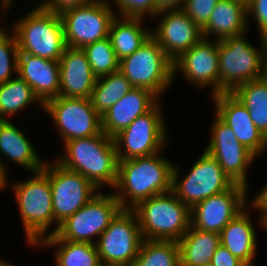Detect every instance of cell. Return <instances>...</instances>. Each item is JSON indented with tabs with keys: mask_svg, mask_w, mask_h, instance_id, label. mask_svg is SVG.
Returning <instances> with one entry per match:
<instances>
[{
	"mask_svg": "<svg viewBox=\"0 0 267 266\" xmlns=\"http://www.w3.org/2000/svg\"><path fill=\"white\" fill-rule=\"evenodd\" d=\"M173 167L174 164L162 157L160 152L118 160L117 181L114 186L117 192L113 194L121 208L132 210L141 201L172 191Z\"/></svg>",
	"mask_w": 267,
	"mask_h": 266,
	"instance_id": "6da1fadb",
	"label": "cell"
},
{
	"mask_svg": "<svg viewBox=\"0 0 267 266\" xmlns=\"http://www.w3.org/2000/svg\"><path fill=\"white\" fill-rule=\"evenodd\" d=\"M66 157L55 160L67 170L80 173L97 189L116 185L118 158L114 139L103 131L98 135L75 138L64 143Z\"/></svg>",
	"mask_w": 267,
	"mask_h": 266,
	"instance_id": "7a4b0ae2",
	"label": "cell"
},
{
	"mask_svg": "<svg viewBox=\"0 0 267 266\" xmlns=\"http://www.w3.org/2000/svg\"><path fill=\"white\" fill-rule=\"evenodd\" d=\"M132 210L143 239L179 241L191 225L190 208L172 191L141 201Z\"/></svg>",
	"mask_w": 267,
	"mask_h": 266,
	"instance_id": "3957f363",
	"label": "cell"
},
{
	"mask_svg": "<svg viewBox=\"0 0 267 266\" xmlns=\"http://www.w3.org/2000/svg\"><path fill=\"white\" fill-rule=\"evenodd\" d=\"M13 27L19 53L59 61L67 47L60 15L39 5Z\"/></svg>",
	"mask_w": 267,
	"mask_h": 266,
	"instance_id": "277c9868",
	"label": "cell"
},
{
	"mask_svg": "<svg viewBox=\"0 0 267 266\" xmlns=\"http://www.w3.org/2000/svg\"><path fill=\"white\" fill-rule=\"evenodd\" d=\"M32 178L14 183L12 190L21 215L28 244L38 245L54 222L51 185L42 171L33 172Z\"/></svg>",
	"mask_w": 267,
	"mask_h": 266,
	"instance_id": "5b68a950",
	"label": "cell"
},
{
	"mask_svg": "<svg viewBox=\"0 0 267 266\" xmlns=\"http://www.w3.org/2000/svg\"><path fill=\"white\" fill-rule=\"evenodd\" d=\"M119 71L132 87L148 89L158 98L175 78L173 61L152 35L133 54L119 61Z\"/></svg>",
	"mask_w": 267,
	"mask_h": 266,
	"instance_id": "8992f818",
	"label": "cell"
},
{
	"mask_svg": "<svg viewBox=\"0 0 267 266\" xmlns=\"http://www.w3.org/2000/svg\"><path fill=\"white\" fill-rule=\"evenodd\" d=\"M240 34L218 41L219 94L232 92L238 85L261 78L263 45L254 48Z\"/></svg>",
	"mask_w": 267,
	"mask_h": 266,
	"instance_id": "52a82bcc",
	"label": "cell"
},
{
	"mask_svg": "<svg viewBox=\"0 0 267 266\" xmlns=\"http://www.w3.org/2000/svg\"><path fill=\"white\" fill-rule=\"evenodd\" d=\"M121 210V205L113 193L106 195L99 192L75 214L63 221L55 234L46 235L44 239L96 244L92 238L100 236Z\"/></svg>",
	"mask_w": 267,
	"mask_h": 266,
	"instance_id": "ba28073f",
	"label": "cell"
},
{
	"mask_svg": "<svg viewBox=\"0 0 267 266\" xmlns=\"http://www.w3.org/2000/svg\"><path fill=\"white\" fill-rule=\"evenodd\" d=\"M178 175V167L174 165L172 192L190 209L204 199L226 191L234 185L218 161L206 151L194 163L184 179L179 181Z\"/></svg>",
	"mask_w": 267,
	"mask_h": 266,
	"instance_id": "9c48e42d",
	"label": "cell"
},
{
	"mask_svg": "<svg viewBox=\"0 0 267 266\" xmlns=\"http://www.w3.org/2000/svg\"><path fill=\"white\" fill-rule=\"evenodd\" d=\"M47 163L42 171L48 176L51 192L54 222L57 227L48 235H53L59 225L68 217L75 214L89 202L98 192V189L83 175L65 169L56 161Z\"/></svg>",
	"mask_w": 267,
	"mask_h": 266,
	"instance_id": "30bf717a",
	"label": "cell"
},
{
	"mask_svg": "<svg viewBox=\"0 0 267 266\" xmlns=\"http://www.w3.org/2000/svg\"><path fill=\"white\" fill-rule=\"evenodd\" d=\"M143 236L136 213L122 209L96 240L101 264L131 266L136 259Z\"/></svg>",
	"mask_w": 267,
	"mask_h": 266,
	"instance_id": "8fae6325",
	"label": "cell"
},
{
	"mask_svg": "<svg viewBox=\"0 0 267 266\" xmlns=\"http://www.w3.org/2000/svg\"><path fill=\"white\" fill-rule=\"evenodd\" d=\"M106 0L71 8L60 14L67 47L83 48L109 36L110 25L117 16Z\"/></svg>",
	"mask_w": 267,
	"mask_h": 266,
	"instance_id": "7c38bea8",
	"label": "cell"
},
{
	"mask_svg": "<svg viewBox=\"0 0 267 266\" xmlns=\"http://www.w3.org/2000/svg\"><path fill=\"white\" fill-rule=\"evenodd\" d=\"M158 103L113 138L118 160L149 156L162 151L167 141V130Z\"/></svg>",
	"mask_w": 267,
	"mask_h": 266,
	"instance_id": "4fadbf2b",
	"label": "cell"
},
{
	"mask_svg": "<svg viewBox=\"0 0 267 266\" xmlns=\"http://www.w3.org/2000/svg\"><path fill=\"white\" fill-rule=\"evenodd\" d=\"M43 110L54 120L64 143L95 136L102 131L101 116L95 111L90 98L58 96L45 103Z\"/></svg>",
	"mask_w": 267,
	"mask_h": 266,
	"instance_id": "5bb4252c",
	"label": "cell"
},
{
	"mask_svg": "<svg viewBox=\"0 0 267 266\" xmlns=\"http://www.w3.org/2000/svg\"><path fill=\"white\" fill-rule=\"evenodd\" d=\"M205 151L213 156L234 184L247 188L246 169L256 156L245 148L233 130L217 115L211 128V138Z\"/></svg>",
	"mask_w": 267,
	"mask_h": 266,
	"instance_id": "9a60e30c",
	"label": "cell"
},
{
	"mask_svg": "<svg viewBox=\"0 0 267 266\" xmlns=\"http://www.w3.org/2000/svg\"><path fill=\"white\" fill-rule=\"evenodd\" d=\"M247 188L234 184L230 189L210 196L190 209L191 226L204 232H220L246 206Z\"/></svg>",
	"mask_w": 267,
	"mask_h": 266,
	"instance_id": "2e32d148",
	"label": "cell"
},
{
	"mask_svg": "<svg viewBox=\"0 0 267 266\" xmlns=\"http://www.w3.org/2000/svg\"><path fill=\"white\" fill-rule=\"evenodd\" d=\"M159 24L151 31L164 53L174 62L202 38V29L182 9L160 10Z\"/></svg>",
	"mask_w": 267,
	"mask_h": 266,
	"instance_id": "e0dca14e",
	"label": "cell"
},
{
	"mask_svg": "<svg viewBox=\"0 0 267 266\" xmlns=\"http://www.w3.org/2000/svg\"><path fill=\"white\" fill-rule=\"evenodd\" d=\"M173 63L174 76L181 71L191 84L200 88L213 87V96L219 94L218 41L202 38Z\"/></svg>",
	"mask_w": 267,
	"mask_h": 266,
	"instance_id": "ac0fdd59",
	"label": "cell"
},
{
	"mask_svg": "<svg viewBox=\"0 0 267 266\" xmlns=\"http://www.w3.org/2000/svg\"><path fill=\"white\" fill-rule=\"evenodd\" d=\"M215 114L234 132L238 141L256 157L265 152L267 138L256 127L248 109L231 93L213 96Z\"/></svg>",
	"mask_w": 267,
	"mask_h": 266,
	"instance_id": "d6986e66",
	"label": "cell"
},
{
	"mask_svg": "<svg viewBox=\"0 0 267 266\" xmlns=\"http://www.w3.org/2000/svg\"><path fill=\"white\" fill-rule=\"evenodd\" d=\"M17 75L32 88L43 105L59 96V61L18 53Z\"/></svg>",
	"mask_w": 267,
	"mask_h": 266,
	"instance_id": "ffe728a7",
	"label": "cell"
},
{
	"mask_svg": "<svg viewBox=\"0 0 267 266\" xmlns=\"http://www.w3.org/2000/svg\"><path fill=\"white\" fill-rule=\"evenodd\" d=\"M61 97L90 98L97 77L82 48L66 47L59 60Z\"/></svg>",
	"mask_w": 267,
	"mask_h": 266,
	"instance_id": "44dd1931",
	"label": "cell"
},
{
	"mask_svg": "<svg viewBox=\"0 0 267 266\" xmlns=\"http://www.w3.org/2000/svg\"><path fill=\"white\" fill-rule=\"evenodd\" d=\"M159 98L145 88L133 87L101 116L102 131L114 138L137 117L148 112Z\"/></svg>",
	"mask_w": 267,
	"mask_h": 266,
	"instance_id": "7402d4cb",
	"label": "cell"
},
{
	"mask_svg": "<svg viewBox=\"0 0 267 266\" xmlns=\"http://www.w3.org/2000/svg\"><path fill=\"white\" fill-rule=\"evenodd\" d=\"M247 4L240 0H220L202 28L203 38L215 34L216 41L246 32L248 28Z\"/></svg>",
	"mask_w": 267,
	"mask_h": 266,
	"instance_id": "603a6c76",
	"label": "cell"
},
{
	"mask_svg": "<svg viewBox=\"0 0 267 266\" xmlns=\"http://www.w3.org/2000/svg\"><path fill=\"white\" fill-rule=\"evenodd\" d=\"M245 209L247 210V207L220 232V244L247 266H255L253 265L257 254L255 227L250 222L249 212Z\"/></svg>",
	"mask_w": 267,
	"mask_h": 266,
	"instance_id": "cb8c5ba5",
	"label": "cell"
},
{
	"mask_svg": "<svg viewBox=\"0 0 267 266\" xmlns=\"http://www.w3.org/2000/svg\"><path fill=\"white\" fill-rule=\"evenodd\" d=\"M0 152L32 173L45 165L24 133L8 120H0Z\"/></svg>",
	"mask_w": 267,
	"mask_h": 266,
	"instance_id": "d4e9b609",
	"label": "cell"
},
{
	"mask_svg": "<svg viewBox=\"0 0 267 266\" xmlns=\"http://www.w3.org/2000/svg\"><path fill=\"white\" fill-rule=\"evenodd\" d=\"M178 244L180 266H206L211 264L213 254L220 245V234L204 232L190 225Z\"/></svg>",
	"mask_w": 267,
	"mask_h": 266,
	"instance_id": "484cf974",
	"label": "cell"
},
{
	"mask_svg": "<svg viewBox=\"0 0 267 266\" xmlns=\"http://www.w3.org/2000/svg\"><path fill=\"white\" fill-rule=\"evenodd\" d=\"M143 18L116 16L109 30V38L117 59L133 54L151 36L152 30L142 28Z\"/></svg>",
	"mask_w": 267,
	"mask_h": 266,
	"instance_id": "4316f807",
	"label": "cell"
},
{
	"mask_svg": "<svg viewBox=\"0 0 267 266\" xmlns=\"http://www.w3.org/2000/svg\"><path fill=\"white\" fill-rule=\"evenodd\" d=\"M37 246H57L56 266H100L96 244L63 239H43Z\"/></svg>",
	"mask_w": 267,
	"mask_h": 266,
	"instance_id": "83f0119b",
	"label": "cell"
},
{
	"mask_svg": "<svg viewBox=\"0 0 267 266\" xmlns=\"http://www.w3.org/2000/svg\"><path fill=\"white\" fill-rule=\"evenodd\" d=\"M231 93L248 109L254 124L267 138V81L251 80L238 85Z\"/></svg>",
	"mask_w": 267,
	"mask_h": 266,
	"instance_id": "f1b7e54d",
	"label": "cell"
},
{
	"mask_svg": "<svg viewBox=\"0 0 267 266\" xmlns=\"http://www.w3.org/2000/svg\"><path fill=\"white\" fill-rule=\"evenodd\" d=\"M132 88L129 80L120 71L98 77L91 92V104L102 116Z\"/></svg>",
	"mask_w": 267,
	"mask_h": 266,
	"instance_id": "f546056e",
	"label": "cell"
},
{
	"mask_svg": "<svg viewBox=\"0 0 267 266\" xmlns=\"http://www.w3.org/2000/svg\"><path fill=\"white\" fill-rule=\"evenodd\" d=\"M38 102L43 109V104L34 94L32 88L19 76L0 84V120L14 115L28 105Z\"/></svg>",
	"mask_w": 267,
	"mask_h": 266,
	"instance_id": "4dcf8cb0",
	"label": "cell"
},
{
	"mask_svg": "<svg viewBox=\"0 0 267 266\" xmlns=\"http://www.w3.org/2000/svg\"><path fill=\"white\" fill-rule=\"evenodd\" d=\"M131 266H180L178 241L143 239Z\"/></svg>",
	"mask_w": 267,
	"mask_h": 266,
	"instance_id": "1f68e13d",
	"label": "cell"
},
{
	"mask_svg": "<svg viewBox=\"0 0 267 266\" xmlns=\"http://www.w3.org/2000/svg\"><path fill=\"white\" fill-rule=\"evenodd\" d=\"M82 49L97 78L119 71V60L109 37L88 44Z\"/></svg>",
	"mask_w": 267,
	"mask_h": 266,
	"instance_id": "d6a6232c",
	"label": "cell"
},
{
	"mask_svg": "<svg viewBox=\"0 0 267 266\" xmlns=\"http://www.w3.org/2000/svg\"><path fill=\"white\" fill-rule=\"evenodd\" d=\"M18 45L15 34L0 28V84L12 79L18 70Z\"/></svg>",
	"mask_w": 267,
	"mask_h": 266,
	"instance_id": "836d02e7",
	"label": "cell"
},
{
	"mask_svg": "<svg viewBox=\"0 0 267 266\" xmlns=\"http://www.w3.org/2000/svg\"><path fill=\"white\" fill-rule=\"evenodd\" d=\"M121 17L144 18L156 16L159 10L155 0H114Z\"/></svg>",
	"mask_w": 267,
	"mask_h": 266,
	"instance_id": "e575fe53",
	"label": "cell"
},
{
	"mask_svg": "<svg viewBox=\"0 0 267 266\" xmlns=\"http://www.w3.org/2000/svg\"><path fill=\"white\" fill-rule=\"evenodd\" d=\"M220 0H185L182 10L201 29L207 24Z\"/></svg>",
	"mask_w": 267,
	"mask_h": 266,
	"instance_id": "d590c367",
	"label": "cell"
},
{
	"mask_svg": "<svg viewBox=\"0 0 267 266\" xmlns=\"http://www.w3.org/2000/svg\"><path fill=\"white\" fill-rule=\"evenodd\" d=\"M247 16L255 17L260 36L267 35V0H250L247 3Z\"/></svg>",
	"mask_w": 267,
	"mask_h": 266,
	"instance_id": "8d00e7d4",
	"label": "cell"
},
{
	"mask_svg": "<svg viewBox=\"0 0 267 266\" xmlns=\"http://www.w3.org/2000/svg\"><path fill=\"white\" fill-rule=\"evenodd\" d=\"M92 1L93 0H44L39 6L60 15L68 9L85 6Z\"/></svg>",
	"mask_w": 267,
	"mask_h": 266,
	"instance_id": "74e56055",
	"label": "cell"
},
{
	"mask_svg": "<svg viewBox=\"0 0 267 266\" xmlns=\"http://www.w3.org/2000/svg\"><path fill=\"white\" fill-rule=\"evenodd\" d=\"M212 266H247L239 258L232 255V253L221 244L216 248L211 264Z\"/></svg>",
	"mask_w": 267,
	"mask_h": 266,
	"instance_id": "f35d334b",
	"label": "cell"
},
{
	"mask_svg": "<svg viewBox=\"0 0 267 266\" xmlns=\"http://www.w3.org/2000/svg\"><path fill=\"white\" fill-rule=\"evenodd\" d=\"M251 206L261 212V216L259 218V225H261L267 219V184L263 187L259 194L255 195Z\"/></svg>",
	"mask_w": 267,
	"mask_h": 266,
	"instance_id": "ab89813d",
	"label": "cell"
},
{
	"mask_svg": "<svg viewBox=\"0 0 267 266\" xmlns=\"http://www.w3.org/2000/svg\"><path fill=\"white\" fill-rule=\"evenodd\" d=\"M185 0H155L157 9H181Z\"/></svg>",
	"mask_w": 267,
	"mask_h": 266,
	"instance_id": "60d3db41",
	"label": "cell"
},
{
	"mask_svg": "<svg viewBox=\"0 0 267 266\" xmlns=\"http://www.w3.org/2000/svg\"><path fill=\"white\" fill-rule=\"evenodd\" d=\"M263 55H262V74L261 78L267 81V35L262 36Z\"/></svg>",
	"mask_w": 267,
	"mask_h": 266,
	"instance_id": "b9f144b4",
	"label": "cell"
},
{
	"mask_svg": "<svg viewBox=\"0 0 267 266\" xmlns=\"http://www.w3.org/2000/svg\"><path fill=\"white\" fill-rule=\"evenodd\" d=\"M7 169L6 166L3 164L2 159L0 158V190H2V188L4 189V187H6L7 184Z\"/></svg>",
	"mask_w": 267,
	"mask_h": 266,
	"instance_id": "7bdbcfd3",
	"label": "cell"
},
{
	"mask_svg": "<svg viewBox=\"0 0 267 266\" xmlns=\"http://www.w3.org/2000/svg\"><path fill=\"white\" fill-rule=\"evenodd\" d=\"M0 266H12V265L10 263H8V261L7 262L5 260L1 261V259H0Z\"/></svg>",
	"mask_w": 267,
	"mask_h": 266,
	"instance_id": "ee69618b",
	"label": "cell"
},
{
	"mask_svg": "<svg viewBox=\"0 0 267 266\" xmlns=\"http://www.w3.org/2000/svg\"><path fill=\"white\" fill-rule=\"evenodd\" d=\"M261 226L267 230V219L261 224Z\"/></svg>",
	"mask_w": 267,
	"mask_h": 266,
	"instance_id": "f6af8a7d",
	"label": "cell"
},
{
	"mask_svg": "<svg viewBox=\"0 0 267 266\" xmlns=\"http://www.w3.org/2000/svg\"><path fill=\"white\" fill-rule=\"evenodd\" d=\"M240 1H242L245 4H247L250 0H240Z\"/></svg>",
	"mask_w": 267,
	"mask_h": 266,
	"instance_id": "bcb514c9",
	"label": "cell"
},
{
	"mask_svg": "<svg viewBox=\"0 0 267 266\" xmlns=\"http://www.w3.org/2000/svg\"><path fill=\"white\" fill-rule=\"evenodd\" d=\"M100 266H120V265H104V264H101Z\"/></svg>",
	"mask_w": 267,
	"mask_h": 266,
	"instance_id": "7dc6e473",
	"label": "cell"
}]
</instances>
